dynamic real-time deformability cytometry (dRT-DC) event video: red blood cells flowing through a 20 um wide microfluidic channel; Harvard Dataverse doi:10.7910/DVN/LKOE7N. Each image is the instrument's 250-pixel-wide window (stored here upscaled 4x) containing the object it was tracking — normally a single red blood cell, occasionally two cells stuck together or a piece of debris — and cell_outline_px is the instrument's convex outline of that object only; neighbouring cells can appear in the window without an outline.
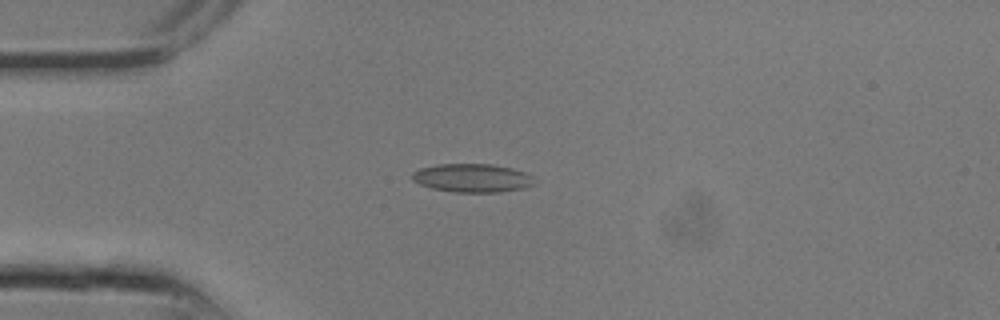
{"species": "common noctule bat (a hibernating species)", "species_latin": "Nyctalus noctula", "temperature_condition": "room temperature", "stored_images_in_passage": 7, "camera_frame_rate_fps": 3000, "um_per_image_px": 0.085, "animal": {"sex": "male", "body_mass_g": 13.3}, "frame": {"image": 1, "passage_image": 6, "time_ms": 1.667, "image_size_px": [1000, 320], "cell_outline_px": [[540, 180], [524, 188], [500, 192], [456, 192], [432, 188], [420, 184], [412, 180], [412, 172], [420, 168], [436, 164], [492, 164], [512, 168], [524, 172]], "centroid_in_image_um": [40.17, 15.12], "position_along_channel_um": 44.8, "area_um2": 20.4}}